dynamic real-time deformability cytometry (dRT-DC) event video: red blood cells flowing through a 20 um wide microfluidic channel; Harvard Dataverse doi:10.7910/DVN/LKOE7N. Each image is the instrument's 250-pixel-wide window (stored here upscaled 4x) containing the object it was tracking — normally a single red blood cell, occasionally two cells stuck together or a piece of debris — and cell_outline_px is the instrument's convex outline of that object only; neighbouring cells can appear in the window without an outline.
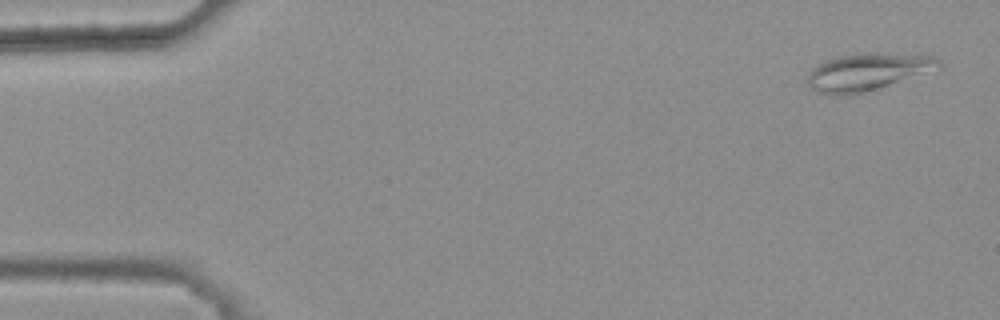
{"species": "common noctule bat (a hibernating species)", "species_latin": "Nyctalus noctula", "temperature_condition": "warm", "stored_images_in_passage": 47, "camera_frame_rate_fps": 3000, "um_per_image_px": 0.085, "animal": {"sex": "female", "body_mass_g": 25.1}, "frame": {"image": 1, "passage_image": 2, "time_ms": 0.333, "image_size_px": [1000, 320], "cell_outline_px": [[940, 68], [876, 92], [852, 96], [828, 96], [812, 88], [808, 84], [808, 72], [812, 68], [836, 56], [860, 52], [876, 52], [936, 56], [940, 60]], "centroid_in_image_um": [73.79, 6.15], "position_along_channel_um": 11.2, "area_um2": 29.82}}
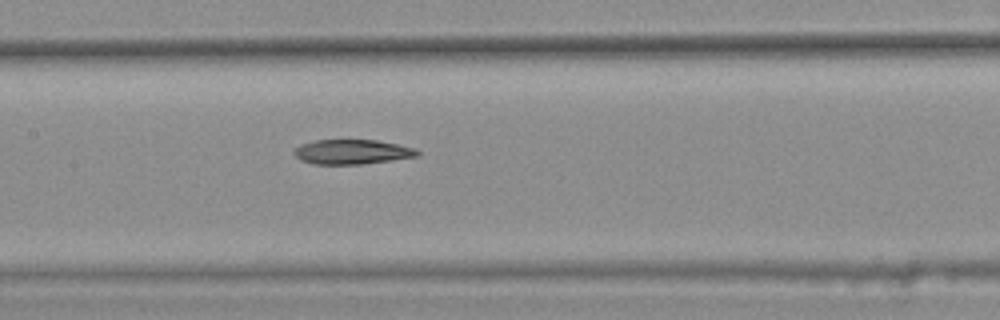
{"frame": {"image": 2, "passage_image": 25, "time_ms": 8.0, "image_size_px": [1000, 320], "cell_outline_px": [[420, 156], [392, 160], [360, 164], [312, 164], [300, 160], [292, 152], [292, 148], [300, 144], [316, 140], [376, 140], [416, 148], [420, 152]], "centroid_in_image_um": [29.9, 12.91], "position_along_channel_um": 177.5, "area_um2": 17.86}}
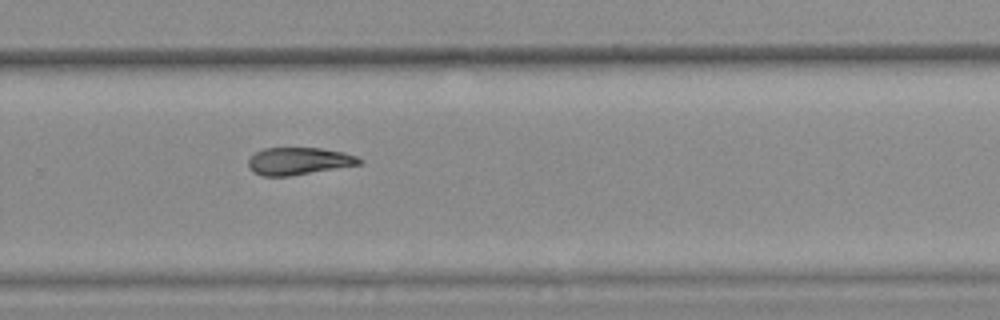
{"frame": {"image": 3, "passage_image": 35, "time_ms": 11.333, "image_size_px": [1000, 320], "cell_outline_px": [[364, 160], [360, 164], [288, 176], [260, 176], [252, 172], [248, 168], [248, 160], [256, 152], [264, 148], [320, 148], [344, 152], [356, 156]], "centroid_in_image_um": [25.36, 13.69], "position_along_channel_um": 304.4, "area_um2": 17.63}}